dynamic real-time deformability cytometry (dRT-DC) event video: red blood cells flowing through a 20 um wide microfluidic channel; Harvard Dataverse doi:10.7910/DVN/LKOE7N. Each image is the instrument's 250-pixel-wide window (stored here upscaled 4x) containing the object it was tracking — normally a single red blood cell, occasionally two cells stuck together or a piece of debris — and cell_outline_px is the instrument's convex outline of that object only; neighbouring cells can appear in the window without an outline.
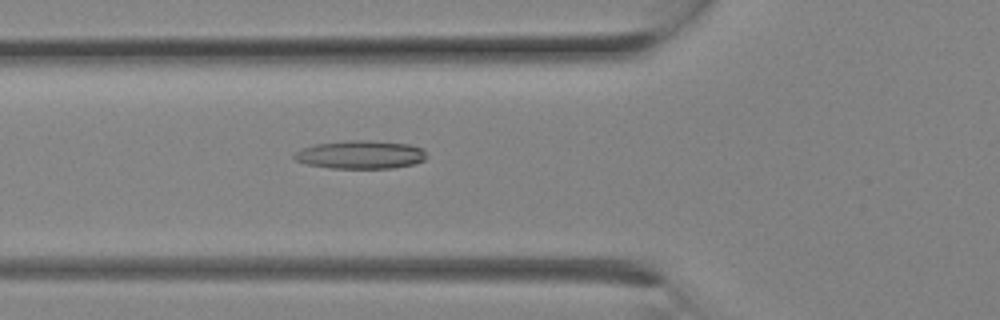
{"species": "Egyptian fruit bat (a non-hibernating species)", "species_latin": "Rousettus aegyptiacus", "temperature_condition": "room temperature", "stored_images_in_passage": 8, "camera_frame_rate_fps": 3000, "um_per_image_px": 0.085, "animal": {"sex": "female"}, "frame": {"image": 1, "passage_image": 8, "time_ms": 2.333, "image_size_px": [1000, 320], "cell_outline_px": [[428, 156], [424, 160], [412, 164], [392, 168], [332, 168], [308, 164], [296, 160], [292, 156], [296, 152], [312, 144], [344, 140], [372, 140], [408, 144], [424, 148]], "centroid_in_image_um": [30.67, 13.13], "position_along_channel_um": 95.1, "area_um2": 21.91}}